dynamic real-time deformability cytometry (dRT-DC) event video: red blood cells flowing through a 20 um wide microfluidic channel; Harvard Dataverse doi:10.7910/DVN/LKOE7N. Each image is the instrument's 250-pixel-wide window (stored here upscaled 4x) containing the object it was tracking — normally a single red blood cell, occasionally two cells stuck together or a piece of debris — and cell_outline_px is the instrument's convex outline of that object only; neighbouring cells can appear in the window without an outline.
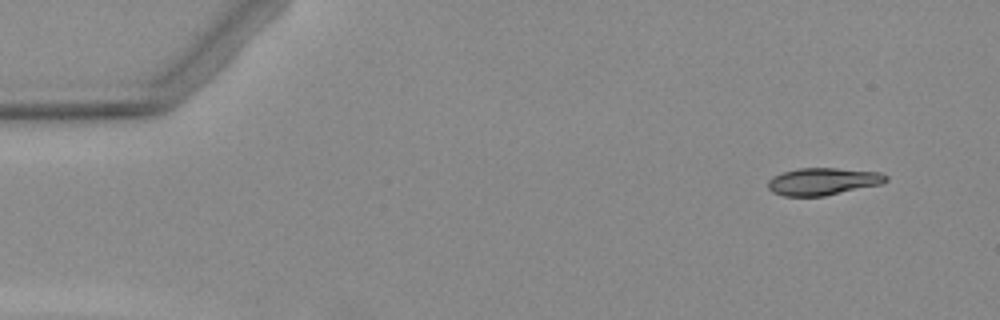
{"species": "Egyptian fruit bat (a non-hibernating species)", "species_latin": "Rousettus aegyptiacus", "temperature_condition": "warm", "stored_images_in_passage": 4, "camera_frame_rate_fps": 3000, "um_per_image_px": 0.085, "animal": {"sex": "female"}, "frame": {"image": 1, "passage_image": 1, "time_ms": 0.0, "image_size_px": [1000, 320], "cell_outline_px": [[888, 180], [880, 184], [824, 196], [784, 196], [772, 192], [768, 188], [768, 180], [772, 176], [784, 172], [800, 168], [836, 168], [880, 172], [888, 176]], "centroid_in_image_um": [69.93, 15.42], "position_along_channel_um": 15.1, "area_um2": 18.67}}
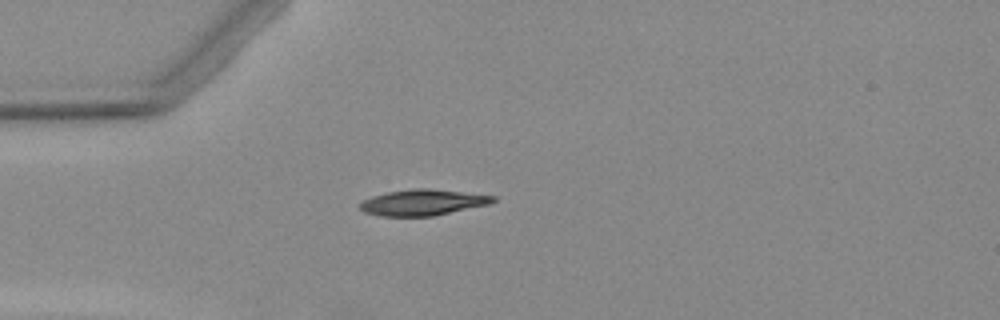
{"frame": {"image": 2, "passage_image": 4, "time_ms": 3.333, "image_size_px": [1000, 320], "cell_outline_px": [[496, 200], [488, 204], [432, 216], [384, 216], [364, 212], [360, 208], [360, 204], [364, 200], [372, 196], [388, 192], [412, 188], [428, 188], [496, 196]], "centroid_in_image_um": [35.92, 17.2], "position_along_channel_um": 49.1, "area_um2": 19.83}}